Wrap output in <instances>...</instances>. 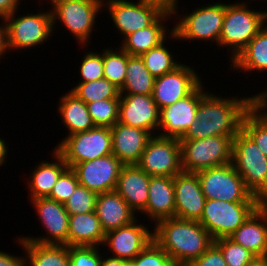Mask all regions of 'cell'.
Instances as JSON below:
<instances>
[{
	"label": "cell",
	"mask_w": 267,
	"mask_h": 266,
	"mask_svg": "<svg viewBox=\"0 0 267 266\" xmlns=\"http://www.w3.org/2000/svg\"><path fill=\"white\" fill-rule=\"evenodd\" d=\"M160 109L152 95L120 94V123L149 131L157 135Z\"/></svg>",
	"instance_id": "obj_19"
},
{
	"label": "cell",
	"mask_w": 267,
	"mask_h": 266,
	"mask_svg": "<svg viewBox=\"0 0 267 266\" xmlns=\"http://www.w3.org/2000/svg\"><path fill=\"white\" fill-rule=\"evenodd\" d=\"M204 83L202 81L189 95L176 103L160 109L157 135L180 139L186 133L197 119L200 100L208 93Z\"/></svg>",
	"instance_id": "obj_13"
},
{
	"label": "cell",
	"mask_w": 267,
	"mask_h": 266,
	"mask_svg": "<svg viewBox=\"0 0 267 266\" xmlns=\"http://www.w3.org/2000/svg\"><path fill=\"white\" fill-rule=\"evenodd\" d=\"M42 11L38 9L37 13H30L28 9L27 14L18 15L16 10L5 19L8 33L9 50L26 51V49L34 48L44 42L51 40L54 36L52 14L50 9ZM40 11V12H39Z\"/></svg>",
	"instance_id": "obj_6"
},
{
	"label": "cell",
	"mask_w": 267,
	"mask_h": 266,
	"mask_svg": "<svg viewBox=\"0 0 267 266\" xmlns=\"http://www.w3.org/2000/svg\"><path fill=\"white\" fill-rule=\"evenodd\" d=\"M64 159L68 167L92 161L112 154V134L109 127L94 128L63 137L54 148Z\"/></svg>",
	"instance_id": "obj_8"
},
{
	"label": "cell",
	"mask_w": 267,
	"mask_h": 266,
	"mask_svg": "<svg viewBox=\"0 0 267 266\" xmlns=\"http://www.w3.org/2000/svg\"><path fill=\"white\" fill-rule=\"evenodd\" d=\"M144 3L151 4L157 7L162 13H167L172 16L176 14L180 9V6L177 5L180 3L179 0H138ZM179 1V2H178Z\"/></svg>",
	"instance_id": "obj_45"
},
{
	"label": "cell",
	"mask_w": 267,
	"mask_h": 266,
	"mask_svg": "<svg viewBox=\"0 0 267 266\" xmlns=\"http://www.w3.org/2000/svg\"><path fill=\"white\" fill-rule=\"evenodd\" d=\"M150 177L137 164L123 165L115 191L135 213L147 206Z\"/></svg>",
	"instance_id": "obj_23"
},
{
	"label": "cell",
	"mask_w": 267,
	"mask_h": 266,
	"mask_svg": "<svg viewBox=\"0 0 267 266\" xmlns=\"http://www.w3.org/2000/svg\"><path fill=\"white\" fill-rule=\"evenodd\" d=\"M95 212L105 233L129 225L138 218L115 190L97 195Z\"/></svg>",
	"instance_id": "obj_24"
},
{
	"label": "cell",
	"mask_w": 267,
	"mask_h": 266,
	"mask_svg": "<svg viewBox=\"0 0 267 266\" xmlns=\"http://www.w3.org/2000/svg\"><path fill=\"white\" fill-rule=\"evenodd\" d=\"M258 208L267 210V183L264 187L255 195Z\"/></svg>",
	"instance_id": "obj_50"
},
{
	"label": "cell",
	"mask_w": 267,
	"mask_h": 266,
	"mask_svg": "<svg viewBox=\"0 0 267 266\" xmlns=\"http://www.w3.org/2000/svg\"><path fill=\"white\" fill-rule=\"evenodd\" d=\"M222 1L199 5L190 13L187 11L182 14L178 11L174 14L173 18L176 19V23L172 25V28L178 37V42L190 40L195 43L194 40L197 42L199 40L205 43L214 42L213 44L218 46L225 15V2L222 3Z\"/></svg>",
	"instance_id": "obj_4"
},
{
	"label": "cell",
	"mask_w": 267,
	"mask_h": 266,
	"mask_svg": "<svg viewBox=\"0 0 267 266\" xmlns=\"http://www.w3.org/2000/svg\"><path fill=\"white\" fill-rule=\"evenodd\" d=\"M242 129L267 157V99H258L247 111L242 121Z\"/></svg>",
	"instance_id": "obj_33"
},
{
	"label": "cell",
	"mask_w": 267,
	"mask_h": 266,
	"mask_svg": "<svg viewBox=\"0 0 267 266\" xmlns=\"http://www.w3.org/2000/svg\"><path fill=\"white\" fill-rule=\"evenodd\" d=\"M0 266H26V256L12 255L0 250Z\"/></svg>",
	"instance_id": "obj_46"
},
{
	"label": "cell",
	"mask_w": 267,
	"mask_h": 266,
	"mask_svg": "<svg viewBox=\"0 0 267 266\" xmlns=\"http://www.w3.org/2000/svg\"><path fill=\"white\" fill-rule=\"evenodd\" d=\"M35 214L45 229V235L21 236L22 240L37 242L40 244H65L68 246V222L69 213L64 204L50 198H38L30 200Z\"/></svg>",
	"instance_id": "obj_15"
},
{
	"label": "cell",
	"mask_w": 267,
	"mask_h": 266,
	"mask_svg": "<svg viewBox=\"0 0 267 266\" xmlns=\"http://www.w3.org/2000/svg\"><path fill=\"white\" fill-rule=\"evenodd\" d=\"M123 164L113 155L75 164L72 169L81 186L97 194L115 190Z\"/></svg>",
	"instance_id": "obj_17"
},
{
	"label": "cell",
	"mask_w": 267,
	"mask_h": 266,
	"mask_svg": "<svg viewBox=\"0 0 267 266\" xmlns=\"http://www.w3.org/2000/svg\"><path fill=\"white\" fill-rule=\"evenodd\" d=\"M124 266H134L130 261L125 262Z\"/></svg>",
	"instance_id": "obj_53"
},
{
	"label": "cell",
	"mask_w": 267,
	"mask_h": 266,
	"mask_svg": "<svg viewBox=\"0 0 267 266\" xmlns=\"http://www.w3.org/2000/svg\"><path fill=\"white\" fill-rule=\"evenodd\" d=\"M59 100L57 111L60 114V119L62 118V124L68 129V135L65 136L88 131L95 127L87 104L83 100L77 98L70 91L59 97Z\"/></svg>",
	"instance_id": "obj_31"
},
{
	"label": "cell",
	"mask_w": 267,
	"mask_h": 266,
	"mask_svg": "<svg viewBox=\"0 0 267 266\" xmlns=\"http://www.w3.org/2000/svg\"><path fill=\"white\" fill-rule=\"evenodd\" d=\"M69 91L85 103L106 99H120V89L106 78L90 82H78Z\"/></svg>",
	"instance_id": "obj_35"
},
{
	"label": "cell",
	"mask_w": 267,
	"mask_h": 266,
	"mask_svg": "<svg viewBox=\"0 0 267 266\" xmlns=\"http://www.w3.org/2000/svg\"><path fill=\"white\" fill-rule=\"evenodd\" d=\"M101 251L99 246H69L70 266H100Z\"/></svg>",
	"instance_id": "obj_43"
},
{
	"label": "cell",
	"mask_w": 267,
	"mask_h": 266,
	"mask_svg": "<svg viewBox=\"0 0 267 266\" xmlns=\"http://www.w3.org/2000/svg\"><path fill=\"white\" fill-rule=\"evenodd\" d=\"M0 20V59H3L7 52L9 54L10 50L8 46L7 24L4 18H0Z\"/></svg>",
	"instance_id": "obj_48"
},
{
	"label": "cell",
	"mask_w": 267,
	"mask_h": 266,
	"mask_svg": "<svg viewBox=\"0 0 267 266\" xmlns=\"http://www.w3.org/2000/svg\"><path fill=\"white\" fill-rule=\"evenodd\" d=\"M188 266H228L221 250L213 243L211 247Z\"/></svg>",
	"instance_id": "obj_44"
},
{
	"label": "cell",
	"mask_w": 267,
	"mask_h": 266,
	"mask_svg": "<svg viewBox=\"0 0 267 266\" xmlns=\"http://www.w3.org/2000/svg\"><path fill=\"white\" fill-rule=\"evenodd\" d=\"M130 262L134 266H175L169 255L154 240Z\"/></svg>",
	"instance_id": "obj_40"
},
{
	"label": "cell",
	"mask_w": 267,
	"mask_h": 266,
	"mask_svg": "<svg viewBox=\"0 0 267 266\" xmlns=\"http://www.w3.org/2000/svg\"><path fill=\"white\" fill-rule=\"evenodd\" d=\"M103 0H55L51 2L53 30L56 24L64 25L76 43L90 45L98 14L104 11ZM88 42V43H87ZM90 42V43H89Z\"/></svg>",
	"instance_id": "obj_5"
},
{
	"label": "cell",
	"mask_w": 267,
	"mask_h": 266,
	"mask_svg": "<svg viewBox=\"0 0 267 266\" xmlns=\"http://www.w3.org/2000/svg\"><path fill=\"white\" fill-rule=\"evenodd\" d=\"M175 217L199 221L206 198L196 173L182 172L174 177Z\"/></svg>",
	"instance_id": "obj_20"
},
{
	"label": "cell",
	"mask_w": 267,
	"mask_h": 266,
	"mask_svg": "<svg viewBox=\"0 0 267 266\" xmlns=\"http://www.w3.org/2000/svg\"><path fill=\"white\" fill-rule=\"evenodd\" d=\"M138 223L140 222L136 219L129 225L105 233L102 248L107 246L112 257L132 261L153 240L150 226Z\"/></svg>",
	"instance_id": "obj_18"
},
{
	"label": "cell",
	"mask_w": 267,
	"mask_h": 266,
	"mask_svg": "<svg viewBox=\"0 0 267 266\" xmlns=\"http://www.w3.org/2000/svg\"><path fill=\"white\" fill-rule=\"evenodd\" d=\"M168 40H173L174 42L178 40V37L172 32L168 36V39L166 38L158 46L151 48L148 52H145L140 56L143 59L146 68L154 78L172 72L182 64V62L175 59L177 56H175L174 53L172 54L169 50L170 47H167L165 42Z\"/></svg>",
	"instance_id": "obj_34"
},
{
	"label": "cell",
	"mask_w": 267,
	"mask_h": 266,
	"mask_svg": "<svg viewBox=\"0 0 267 266\" xmlns=\"http://www.w3.org/2000/svg\"><path fill=\"white\" fill-rule=\"evenodd\" d=\"M118 47L103 48V72L104 78L121 89L126 79L128 53Z\"/></svg>",
	"instance_id": "obj_36"
},
{
	"label": "cell",
	"mask_w": 267,
	"mask_h": 266,
	"mask_svg": "<svg viewBox=\"0 0 267 266\" xmlns=\"http://www.w3.org/2000/svg\"><path fill=\"white\" fill-rule=\"evenodd\" d=\"M97 193L79 185L64 204L69 215L90 213L95 211Z\"/></svg>",
	"instance_id": "obj_39"
},
{
	"label": "cell",
	"mask_w": 267,
	"mask_h": 266,
	"mask_svg": "<svg viewBox=\"0 0 267 266\" xmlns=\"http://www.w3.org/2000/svg\"><path fill=\"white\" fill-rule=\"evenodd\" d=\"M148 201L141 212L153 226L160 220L175 217L174 177H155L149 180Z\"/></svg>",
	"instance_id": "obj_22"
},
{
	"label": "cell",
	"mask_w": 267,
	"mask_h": 266,
	"mask_svg": "<svg viewBox=\"0 0 267 266\" xmlns=\"http://www.w3.org/2000/svg\"><path fill=\"white\" fill-rule=\"evenodd\" d=\"M233 71L249 73L267 72V23L231 62ZM240 70V71H239Z\"/></svg>",
	"instance_id": "obj_30"
},
{
	"label": "cell",
	"mask_w": 267,
	"mask_h": 266,
	"mask_svg": "<svg viewBox=\"0 0 267 266\" xmlns=\"http://www.w3.org/2000/svg\"><path fill=\"white\" fill-rule=\"evenodd\" d=\"M22 0H0V18H6L20 9Z\"/></svg>",
	"instance_id": "obj_47"
},
{
	"label": "cell",
	"mask_w": 267,
	"mask_h": 266,
	"mask_svg": "<svg viewBox=\"0 0 267 266\" xmlns=\"http://www.w3.org/2000/svg\"><path fill=\"white\" fill-rule=\"evenodd\" d=\"M81 57L79 68L80 81L90 82L104 78L103 72V50L102 52L88 51Z\"/></svg>",
	"instance_id": "obj_41"
},
{
	"label": "cell",
	"mask_w": 267,
	"mask_h": 266,
	"mask_svg": "<svg viewBox=\"0 0 267 266\" xmlns=\"http://www.w3.org/2000/svg\"><path fill=\"white\" fill-rule=\"evenodd\" d=\"M173 16L162 13L150 26L139 29L121 39V48L131 56H141L151 48L158 46L173 32L166 23ZM171 30V31H170Z\"/></svg>",
	"instance_id": "obj_25"
},
{
	"label": "cell",
	"mask_w": 267,
	"mask_h": 266,
	"mask_svg": "<svg viewBox=\"0 0 267 266\" xmlns=\"http://www.w3.org/2000/svg\"><path fill=\"white\" fill-rule=\"evenodd\" d=\"M196 174L206 200L257 202L232 163L201 170Z\"/></svg>",
	"instance_id": "obj_9"
},
{
	"label": "cell",
	"mask_w": 267,
	"mask_h": 266,
	"mask_svg": "<svg viewBox=\"0 0 267 266\" xmlns=\"http://www.w3.org/2000/svg\"><path fill=\"white\" fill-rule=\"evenodd\" d=\"M79 185L76 173L71 167H67L59 176L48 198L65 204Z\"/></svg>",
	"instance_id": "obj_42"
},
{
	"label": "cell",
	"mask_w": 267,
	"mask_h": 266,
	"mask_svg": "<svg viewBox=\"0 0 267 266\" xmlns=\"http://www.w3.org/2000/svg\"><path fill=\"white\" fill-rule=\"evenodd\" d=\"M52 150L51 157L54 161L41 160L30 171L31 175H28L30 178L26 182L28 192H30L28 195L31 196H28L30 200L49 197L59 176L68 167L63 157L55 149Z\"/></svg>",
	"instance_id": "obj_27"
},
{
	"label": "cell",
	"mask_w": 267,
	"mask_h": 266,
	"mask_svg": "<svg viewBox=\"0 0 267 266\" xmlns=\"http://www.w3.org/2000/svg\"><path fill=\"white\" fill-rule=\"evenodd\" d=\"M107 254L109 255V253L107 252L106 256H102L100 266H124L126 262L125 260L112 257L111 254L108 256Z\"/></svg>",
	"instance_id": "obj_49"
},
{
	"label": "cell",
	"mask_w": 267,
	"mask_h": 266,
	"mask_svg": "<svg viewBox=\"0 0 267 266\" xmlns=\"http://www.w3.org/2000/svg\"><path fill=\"white\" fill-rule=\"evenodd\" d=\"M257 208V202L206 200L198 222L214 240L229 237Z\"/></svg>",
	"instance_id": "obj_11"
},
{
	"label": "cell",
	"mask_w": 267,
	"mask_h": 266,
	"mask_svg": "<svg viewBox=\"0 0 267 266\" xmlns=\"http://www.w3.org/2000/svg\"><path fill=\"white\" fill-rule=\"evenodd\" d=\"M231 163L253 195L267 183V157L243 129L233 138Z\"/></svg>",
	"instance_id": "obj_10"
},
{
	"label": "cell",
	"mask_w": 267,
	"mask_h": 266,
	"mask_svg": "<svg viewBox=\"0 0 267 266\" xmlns=\"http://www.w3.org/2000/svg\"><path fill=\"white\" fill-rule=\"evenodd\" d=\"M228 266H248L256 257L252 252L235 243L229 237L214 240Z\"/></svg>",
	"instance_id": "obj_38"
},
{
	"label": "cell",
	"mask_w": 267,
	"mask_h": 266,
	"mask_svg": "<svg viewBox=\"0 0 267 266\" xmlns=\"http://www.w3.org/2000/svg\"><path fill=\"white\" fill-rule=\"evenodd\" d=\"M239 1L241 0L234 3L228 1L225 4L222 31L217 46L228 50L230 63L267 23V10L251 8L252 6H248V0Z\"/></svg>",
	"instance_id": "obj_3"
},
{
	"label": "cell",
	"mask_w": 267,
	"mask_h": 266,
	"mask_svg": "<svg viewBox=\"0 0 267 266\" xmlns=\"http://www.w3.org/2000/svg\"><path fill=\"white\" fill-rule=\"evenodd\" d=\"M105 232L96 212L69 215L68 246H102Z\"/></svg>",
	"instance_id": "obj_28"
},
{
	"label": "cell",
	"mask_w": 267,
	"mask_h": 266,
	"mask_svg": "<svg viewBox=\"0 0 267 266\" xmlns=\"http://www.w3.org/2000/svg\"><path fill=\"white\" fill-rule=\"evenodd\" d=\"M248 266H267V255L256 256Z\"/></svg>",
	"instance_id": "obj_52"
},
{
	"label": "cell",
	"mask_w": 267,
	"mask_h": 266,
	"mask_svg": "<svg viewBox=\"0 0 267 266\" xmlns=\"http://www.w3.org/2000/svg\"><path fill=\"white\" fill-rule=\"evenodd\" d=\"M233 138L211 136L197 140H180L183 172L197 173L231 163Z\"/></svg>",
	"instance_id": "obj_7"
},
{
	"label": "cell",
	"mask_w": 267,
	"mask_h": 266,
	"mask_svg": "<svg viewBox=\"0 0 267 266\" xmlns=\"http://www.w3.org/2000/svg\"><path fill=\"white\" fill-rule=\"evenodd\" d=\"M137 165L149 176L175 177L182 173L180 140L153 135Z\"/></svg>",
	"instance_id": "obj_12"
},
{
	"label": "cell",
	"mask_w": 267,
	"mask_h": 266,
	"mask_svg": "<svg viewBox=\"0 0 267 266\" xmlns=\"http://www.w3.org/2000/svg\"><path fill=\"white\" fill-rule=\"evenodd\" d=\"M8 143L4 138H0V167H2L7 162L8 156Z\"/></svg>",
	"instance_id": "obj_51"
},
{
	"label": "cell",
	"mask_w": 267,
	"mask_h": 266,
	"mask_svg": "<svg viewBox=\"0 0 267 266\" xmlns=\"http://www.w3.org/2000/svg\"><path fill=\"white\" fill-rule=\"evenodd\" d=\"M25 251L26 266H70L69 246L65 244H40L37 242L15 240Z\"/></svg>",
	"instance_id": "obj_29"
},
{
	"label": "cell",
	"mask_w": 267,
	"mask_h": 266,
	"mask_svg": "<svg viewBox=\"0 0 267 266\" xmlns=\"http://www.w3.org/2000/svg\"><path fill=\"white\" fill-rule=\"evenodd\" d=\"M103 1V9H108L109 20L123 39L130 33L150 26L162 14L157 7L138 0Z\"/></svg>",
	"instance_id": "obj_14"
},
{
	"label": "cell",
	"mask_w": 267,
	"mask_h": 266,
	"mask_svg": "<svg viewBox=\"0 0 267 266\" xmlns=\"http://www.w3.org/2000/svg\"><path fill=\"white\" fill-rule=\"evenodd\" d=\"M112 154L123 164H137L148 141L149 131L117 122L111 128Z\"/></svg>",
	"instance_id": "obj_21"
},
{
	"label": "cell",
	"mask_w": 267,
	"mask_h": 266,
	"mask_svg": "<svg viewBox=\"0 0 267 266\" xmlns=\"http://www.w3.org/2000/svg\"><path fill=\"white\" fill-rule=\"evenodd\" d=\"M258 99H267V88L246 97H223L208 92L198 105L197 119L179 140H197L211 136L235 137L242 129L247 111Z\"/></svg>",
	"instance_id": "obj_1"
},
{
	"label": "cell",
	"mask_w": 267,
	"mask_h": 266,
	"mask_svg": "<svg viewBox=\"0 0 267 266\" xmlns=\"http://www.w3.org/2000/svg\"><path fill=\"white\" fill-rule=\"evenodd\" d=\"M229 238L255 256L267 255V210L257 208Z\"/></svg>",
	"instance_id": "obj_26"
},
{
	"label": "cell",
	"mask_w": 267,
	"mask_h": 266,
	"mask_svg": "<svg viewBox=\"0 0 267 266\" xmlns=\"http://www.w3.org/2000/svg\"><path fill=\"white\" fill-rule=\"evenodd\" d=\"M120 99L99 100L86 103L95 126L111 128L119 121Z\"/></svg>",
	"instance_id": "obj_37"
},
{
	"label": "cell",
	"mask_w": 267,
	"mask_h": 266,
	"mask_svg": "<svg viewBox=\"0 0 267 266\" xmlns=\"http://www.w3.org/2000/svg\"><path fill=\"white\" fill-rule=\"evenodd\" d=\"M153 240L169 255L175 266H188L214 243V238L198 222L176 217L158 221Z\"/></svg>",
	"instance_id": "obj_2"
},
{
	"label": "cell",
	"mask_w": 267,
	"mask_h": 266,
	"mask_svg": "<svg viewBox=\"0 0 267 266\" xmlns=\"http://www.w3.org/2000/svg\"><path fill=\"white\" fill-rule=\"evenodd\" d=\"M155 78L146 68L140 56L128 54L126 79L120 94L152 95Z\"/></svg>",
	"instance_id": "obj_32"
},
{
	"label": "cell",
	"mask_w": 267,
	"mask_h": 266,
	"mask_svg": "<svg viewBox=\"0 0 267 266\" xmlns=\"http://www.w3.org/2000/svg\"><path fill=\"white\" fill-rule=\"evenodd\" d=\"M192 66L182 63L172 72L155 78L152 97L159 109L186 97L202 82Z\"/></svg>",
	"instance_id": "obj_16"
}]
</instances>
